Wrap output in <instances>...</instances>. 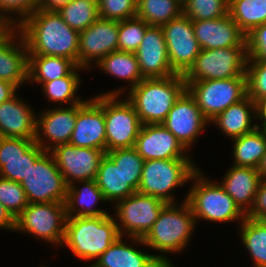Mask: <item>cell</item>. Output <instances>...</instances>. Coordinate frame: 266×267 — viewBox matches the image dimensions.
<instances>
[{
  "instance_id": "1",
  "label": "cell",
  "mask_w": 266,
  "mask_h": 267,
  "mask_svg": "<svg viewBox=\"0 0 266 267\" xmlns=\"http://www.w3.org/2000/svg\"><path fill=\"white\" fill-rule=\"evenodd\" d=\"M17 27L26 41L28 55L68 58L78 66L80 32L69 27L57 11L38 8Z\"/></svg>"
},
{
  "instance_id": "2",
  "label": "cell",
  "mask_w": 266,
  "mask_h": 267,
  "mask_svg": "<svg viewBox=\"0 0 266 267\" xmlns=\"http://www.w3.org/2000/svg\"><path fill=\"white\" fill-rule=\"evenodd\" d=\"M185 91L183 75L175 74L166 78L143 79L129 90L127 98L143 125L162 124Z\"/></svg>"
},
{
  "instance_id": "3",
  "label": "cell",
  "mask_w": 266,
  "mask_h": 267,
  "mask_svg": "<svg viewBox=\"0 0 266 267\" xmlns=\"http://www.w3.org/2000/svg\"><path fill=\"white\" fill-rule=\"evenodd\" d=\"M115 220L110 214L67 218L62 245L65 244L79 259H98L121 237Z\"/></svg>"
},
{
  "instance_id": "4",
  "label": "cell",
  "mask_w": 266,
  "mask_h": 267,
  "mask_svg": "<svg viewBox=\"0 0 266 267\" xmlns=\"http://www.w3.org/2000/svg\"><path fill=\"white\" fill-rule=\"evenodd\" d=\"M184 199L179 207L175 203H166L148 233L143 238L132 237L131 241L162 253L180 252L186 248L196 220L189 203Z\"/></svg>"
},
{
  "instance_id": "5",
  "label": "cell",
  "mask_w": 266,
  "mask_h": 267,
  "mask_svg": "<svg viewBox=\"0 0 266 267\" xmlns=\"http://www.w3.org/2000/svg\"><path fill=\"white\" fill-rule=\"evenodd\" d=\"M198 169L192 176L193 187L189 189L186 200L196 221L203 219L212 222L244 221L246 215L226 193L220 183L211 182L202 176Z\"/></svg>"
},
{
  "instance_id": "6",
  "label": "cell",
  "mask_w": 266,
  "mask_h": 267,
  "mask_svg": "<svg viewBox=\"0 0 266 267\" xmlns=\"http://www.w3.org/2000/svg\"><path fill=\"white\" fill-rule=\"evenodd\" d=\"M192 159L145 160L138 192L150 195L165 203H175L172 190L192 180L198 170Z\"/></svg>"
},
{
  "instance_id": "7",
  "label": "cell",
  "mask_w": 266,
  "mask_h": 267,
  "mask_svg": "<svg viewBox=\"0 0 266 267\" xmlns=\"http://www.w3.org/2000/svg\"><path fill=\"white\" fill-rule=\"evenodd\" d=\"M247 60V47L201 49L183 78L187 85L192 81L247 76Z\"/></svg>"
},
{
  "instance_id": "8",
  "label": "cell",
  "mask_w": 266,
  "mask_h": 267,
  "mask_svg": "<svg viewBox=\"0 0 266 267\" xmlns=\"http://www.w3.org/2000/svg\"><path fill=\"white\" fill-rule=\"evenodd\" d=\"M124 88L104 95L106 152L114 149L133 148L142 127L138 114L128 99H119Z\"/></svg>"
},
{
  "instance_id": "9",
  "label": "cell",
  "mask_w": 266,
  "mask_h": 267,
  "mask_svg": "<svg viewBox=\"0 0 266 267\" xmlns=\"http://www.w3.org/2000/svg\"><path fill=\"white\" fill-rule=\"evenodd\" d=\"M186 90L195 99L200 111L210 122L229 106L248 95L247 76L192 81L186 85Z\"/></svg>"
},
{
  "instance_id": "10",
  "label": "cell",
  "mask_w": 266,
  "mask_h": 267,
  "mask_svg": "<svg viewBox=\"0 0 266 267\" xmlns=\"http://www.w3.org/2000/svg\"><path fill=\"white\" fill-rule=\"evenodd\" d=\"M20 185L25 191L28 203H65L67 184L50 151H45L30 166Z\"/></svg>"
},
{
  "instance_id": "11",
  "label": "cell",
  "mask_w": 266,
  "mask_h": 267,
  "mask_svg": "<svg viewBox=\"0 0 266 267\" xmlns=\"http://www.w3.org/2000/svg\"><path fill=\"white\" fill-rule=\"evenodd\" d=\"M65 203H29L16 218L17 231L33 234L37 238L62 245L66 224Z\"/></svg>"
},
{
  "instance_id": "12",
  "label": "cell",
  "mask_w": 266,
  "mask_h": 267,
  "mask_svg": "<svg viewBox=\"0 0 266 267\" xmlns=\"http://www.w3.org/2000/svg\"><path fill=\"white\" fill-rule=\"evenodd\" d=\"M115 204L120 222V224L116 222L120 236L143 238L157 221L166 203L156 197L136 191Z\"/></svg>"
},
{
  "instance_id": "13",
  "label": "cell",
  "mask_w": 266,
  "mask_h": 267,
  "mask_svg": "<svg viewBox=\"0 0 266 267\" xmlns=\"http://www.w3.org/2000/svg\"><path fill=\"white\" fill-rule=\"evenodd\" d=\"M28 65L27 44L17 25L10 21H0V79L19 88L28 82Z\"/></svg>"
},
{
  "instance_id": "14",
  "label": "cell",
  "mask_w": 266,
  "mask_h": 267,
  "mask_svg": "<svg viewBox=\"0 0 266 267\" xmlns=\"http://www.w3.org/2000/svg\"><path fill=\"white\" fill-rule=\"evenodd\" d=\"M161 28L167 45L171 68L177 74L183 75L201 50L194 35L192 20L182 13Z\"/></svg>"
},
{
  "instance_id": "15",
  "label": "cell",
  "mask_w": 266,
  "mask_h": 267,
  "mask_svg": "<svg viewBox=\"0 0 266 267\" xmlns=\"http://www.w3.org/2000/svg\"><path fill=\"white\" fill-rule=\"evenodd\" d=\"M67 186L74 182L95 180L106 151L76 147L69 143L58 145L50 151Z\"/></svg>"
},
{
  "instance_id": "16",
  "label": "cell",
  "mask_w": 266,
  "mask_h": 267,
  "mask_svg": "<svg viewBox=\"0 0 266 267\" xmlns=\"http://www.w3.org/2000/svg\"><path fill=\"white\" fill-rule=\"evenodd\" d=\"M69 144L106 151L104 95L100 94L79 103L77 120Z\"/></svg>"
},
{
  "instance_id": "17",
  "label": "cell",
  "mask_w": 266,
  "mask_h": 267,
  "mask_svg": "<svg viewBox=\"0 0 266 267\" xmlns=\"http://www.w3.org/2000/svg\"><path fill=\"white\" fill-rule=\"evenodd\" d=\"M119 21L98 18L80 32L78 66L88 69L91 62L97 64L102 58L118 50Z\"/></svg>"
},
{
  "instance_id": "18",
  "label": "cell",
  "mask_w": 266,
  "mask_h": 267,
  "mask_svg": "<svg viewBox=\"0 0 266 267\" xmlns=\"http://www.w3.org/2000/svg\"><path fill=\"white\" fill-rule=\"evenodd\" d=\"M44 152L35 139L0 136V177L21 183Z\"/></svg>"
},
{
  "instance_id": "19",
  "label": "cell",
  "mask_w": 266,
  "mask_h": 267,
  "mask_svg": "<svg viewBox=\"0 0 266 267\" xmlns=\"http://www.w3.org/2000/svg\"><path fill=\"white\" fill-rule=\"evenodd\" d=\"M209 121L186 90L175 102L162 123L188 150Z\"/></svg>"
},
{
  "instance_id": "20",
  "label": "cell",
  "mask_w": 266,
  "mask_h": 267,
  "mask_svg": "<svg viewBox=\"0 0 266 267\" xmlns=\"http://www.w3.org/2000/svg\"><path fill=\"white\" fill-rule=\"evenodd\" d=\"M144 160L190 159L187 149L163 124L142 125L133 147Z\"/></svg>"
},
{
  "instance_id": "21",
  "label": "cell",
  "mask_w": 266,
  "mask_h": 267,
  "mask_svg": "<svg viewBox=\"0 0 266 267\" xmlns=\"http://www.w3.org/2000/svg\"><path fill=\"white\" fill-rule=\"evenodd\" d=\"M78 111L79 104L43 111L36 119L35 143L45 151H51L58 145L69 143L75 128ZM49 141L54 144L46 145Z\"/></svg>"
},
{
  "instance_id": "22",
  "label": "cell",
  "mask_w": 266,
  "mask_h": 267,
  "mask_svg": "<svg viewBox=\"0 0 266 267\" xmlns=\"http://www.w3.org/2000/svg\"><path fill=\"white\" fill-rule=\"evenodd\" d=\"M135 54L144 79L166 78L177 74L171 68L161 26H148Z\"/></svg>"
},
{
  "instance_id": "23",
  "label": "cell",
  "mask_w": 266,
  "mask_h": 267,
  "mask_svg": "<svg viewBox=\"0 0 266 267\" xmlns=\"http://www.w3.org/2000/svg\"><path fill=\"white\" fill-rule=\"evenodd\" d=\"M194 35L201 49L247 47L246 34L229 14L210 20L192 21Z\"/></svg>"
},
{
  "instance_id": "24",
  "label": "cell",
  "mask_w": 266,
  "mask_h": 267,
  "mask_svg": "<svg viewBox=\"0 0 266 267\" xmlns=\"http://www.w3.org/2000/svg\"><path fill=\"white\" fill-rule=\"evenodd\" d=\"M15 95L0 104V136L35 139L36 119L27 102Z\"/></svg>"
},
{
  "instance_id": "25",
  "label": "cell",
  "mask_w": 266,
  "mask_h": 267,
  "mask_svg": "<svg viewBox=\"0 0 266 267\" xmlns=\"http://www.w3.org/2000/svg\"><path fill=\"white\" fill-rule=\"evenodd\" d=\"M121 236L88 267H164L173 264L166 256L152 255L123 242Z\"/></svg>"
},
{
  "instance_id": "26",
  "label": "cell",
  "mask_w": 266,
  "mask_h": 267,
  "mask_svg": "<svg viewBox=\"0 0 266 267\" xmlns=\"http://www.w3.org/2000/svg\"><path fill=\"white\" fill-rule=\"evenodd\" d=\"M260 181L256 168L232 165L220 184L246 215L252 208Z\"/></svg>"
},
{
  "instance_id": "27",
  "label": "cell",
  "mask_w": 266,
  "mask_h": 267,
  "mask_svg": "<svg viewBox=\"0 0 266 267\" xmlns=\"http://www.w3.org/2000/svg\"><path fill=\"white\" fill-rule=\"evenodd\" d=\"M79 183H82L83 187L81 189L74 184L67 186L65 200L67 218L108 215L109 213L105 210L93 209L98 201H106L103 192L97 186L96 180L79 181Z\"/></svg>"
},
{
  "instance_id": "28",
  "label": "cell",
  "mask_w": 266,
  "mask_h": 267,
  "mask_svg": "<svg viewBox=\"0 0 266 267\" xmlns=\"http://www.w3.org/2000/svg\"><path fill=\"white\" fill-rule=\"evenodd\" d=\"M253 118H257L256 103L247 95L217 115L210 123L217 124V127L233 140L257 128V124L252 125Z\"/></svg>"
},
{
  "instance_id": "29",
  "label": "cell",
  "mask_w": 266,
  "mask_h": 267,
  "mask_svg": "<svg viewBox=\"0 0 266 267\" xmlns=\"http://www.w3.org/2000/svg\"><path fill=\"white\" fill-rule=\"evenodd\" d=\"M96 183L106 202H118L134 194L136 190L126 183L119 166L105 154L97 171Z\"/></svg>"
},
{
  "instance_id": "30",
  "label": "cell",
  "mask_w": 266,
  "mask_h": 267,
  "mask_svg": "<svg viewBox=\"0 0 266 267\" xmlns=\"http://www.w3.org/2000/svg\"><path fill=\"white\" fill-rule=\"evenodd\" d=\"M77 65L68 58L44 55H29L28 81L49 82L68 76Z\"/></svg>"
},
{
  "instance_id": "31",
  "label": "cell",
  "mask_w": 266,
  "mask_h": 267,
  "mask_svg": "<svg viewBox=\"0 0 266 267\" xmlns=\"http://www.w3.org/2000/svg\"><path fill=\"white\" fill-rule=\"evenodd\" d=\"M232 141H234L233 165L257 169L266 152V134L264 130L257 127L255 130Z\"/></svg>"
},
{
  "instance_id": "32",
  "label": "cell",
  "mask_w": 266,
  "mask_h": 267,
  "mask_svg": "<svg viewBox=\"0 0 266 267\" xmlns=\"http://www.w3.org/2000/svg\"><path fill=\"white\" fill-rule=\"evenodd\" d=\"M96 66L115 78L130 82V89L144 78L140 72L139 63L135 53L116 50L102 58Z\"/></svg>"
},
{
  "instance_id": "33",
  "label": "cell",
  "mask_w": 266,
  "mask_h": 267,
  "mask_svg": "<svg viewBox=\"0 0 266 267\" xmlns=\"http://www.w3.org/2000/svg\"><path fill=\"white\" fill-rule=\"evenodd\" d=\"M240 238L253 259L255 267H266V220L245 217Z\"/></svg>"
},
{
  "instance_id": "34",
  "label": "cell",
  "mask_w": 266,
  "mask_h": 267,
  "mask_svg": "<svg viewBox=\"0 0 266 267\" xmlns=\"http://www.w3.org/2000/svg\"><path fill=\"white\" fill-rule=\"evenodd\" d=\"M228 14L247 35L255 27L266 23V0H235L228 6Z\"/></svg>"
},
{
  "instance_id": "35",
  "label": "cell",
  "mask_w": 266,
  "mask_h": 267,
  "mask_svg": "<svg viewBox=\"0 0 266 267\" xmlns=\"http://www.w3.org/2000/svg\"><path fill=\"white\" fill-rule=\"evenodd\" d=\"M182 13L177 0H137V17L151 26H163Z\"/></svg>"
},
{
  "instance_id": "36",
  "label": "cell",
  "mask_w": 266,
  "mask_h": 267,
  "mask_svg": "<svg viewBox=\"0 0 266 267\" xmlns=\"http://www.w3.org/2000/svg\"><path fill=\"white\" fill-rule=\"evenodd\" d=\"M57 13L74 30L81 32L99 18L98 3L90 0H72L60 7Z\"/></svg>"
},
{
  "instance_id": "37",
  "label": "cell",
  "mask_w": 266,
  "mask_h": 267,
  "mask_svg": "<svg viewBox=\"0 0 266 267\" xmlns=\"http://www.w3.org/2000/svg\"><path fill=\"white\" fill-rule=\"evenodd\" d=\"M81 69L84 68L77 66L68 76L44 82L41 88L45 97L49 101L59 102L61 105L68 102L72 106L84 102L85 100H82L80 96H75L81 82L78 75V71Z\"/></svg>"
},
{
  "instance_id": "38",
  "label": "cell",
  "mask_w": 266,
  "mask_h": 267,
  "mask_svg": "<svg viewBox=\"0 0 266 267\" xmlns=\"http://www.w3.org/2000/svg\"><path fill=\"white\" fill-rule=\"evenodd\" d=\"M106 155L119 166L126 183L138 191L144 159L134 148L114 149L106 152Z\"/></svg>"
},
{
  "instance_id": "39",
  "label": "cell",
  "mask_w": 266,
  "mask_h": 267,
  "mask_svg": "<svg viewBox=\"0 0 266 267\" xmlns=\"http://www.w3.org/2000/svg\"><path fill=\"white\" fill-rule=\"evenodd\" d=\"M148 24L136 17L119 21L118 50L135 53L141 44Z\"/></svg>"
},
{
  "instance_id": "40",
  "label": "cell",
  "mask_w": 266,
  "mask_h": 267,
  "mask_svg": "<svg viewBox=\"0 0 266 267\" xmlns=\"http://www.w3.org/2000/svg\"><path fill=\"white\" fill-rule=\"evenodd\" d=\"M227 0H187L183 4V14L192 21L210 20L228 14Z\"/></svg>"
},
{
  "instance_id": "41",
  "label": "cell",
  "mask_w": 266,
  "mask_h": 267,
  "mask_svg": "<svg viewBox=\"0 0 266 267\" xmlns=\"http://www.w3.org/2000/svg\"><path fill=\"white\" fill-rule=\"evenodd\" d=\"M0 202L15 219L29 204L20 183L3 177H0Z\"/></svg>"
},
{
  "instance_id": "42",
  "label": "cell",
  "mask_w": 266,
  "mask_h": 267,
  "mask_svg": "<svg viewBox=\"0 0 266 267\" xmlns=\"http://www.w3.org/2000/svg\"><path fill=\"white\" fill-rule=\"evenodd\" d=\"M246 74L248 96L255 103L266 99V62L248 59Z\"/></svg>"
},
{
  "instance_id": "43",
  "label": "cell",
  "mask_w": 266,
  "mask_h": 267,
  "mask_svg": "<svg viewBox=\"0 0 266 267\" xmlns=\"http://www.w3.org/2000/svg\"><path fill=\"white\" fill-rule=\"evenodd\" d=\"M99 18L115 21L137 16V0H100Z\"/></svg>"
},
{
  "instance_id": "44",
  "label": "cell",
  "mask_w": 266,
  "mask_h": 267,
  "mask_svg": "<svg viewBox=\"0 0 266 267\" xmlns=\"http://www.w3.org/2000/svg\"><path fill=\"white\" fill-rule=\"evenodd\" d=\"M39 4L40 0H0V21H10L18 26L27 16L39 8ZM8 12L16 13L20 20L15 21L17 18L13 20Z\"/></svg>"
},
{
  "instance_id": "45",
  "label": "cell",
  "mask_w": 266,
  "mask_h": 267,
  "mask_svg": "<svg viewBox=\"0 0 266 267\" xmlns=\"http://www.w3.org/2000/svg\"><path fill=\"white\" fill-rule=\"evenodd\" d=\"M246 42L248 59L266 62V23L247 34Z\"/></svg>"
},
{
  "instance_id": "46",
  "label": "cell",
  "mask_w": 266,
  "mask_h": 267,
  "mask_svg": "<svg viewBox=\"0 0 266 267\" xmlns=\"http://www.w3.org/2000/svg\"><path fill=\"white\" fill-rule=\"evenodd\" d=\"M246 217L256 220H266V179H261L255 199Z\"/></svg>"
},
{
  "instance_id": "47",
  "label": "cell",
  "mask_w": 266,
  "mask_h": 267,
  "mask_svg": "<svg viewBox=\"0 0 266 267\" xmlns=\"http://www.w3.org/2000/svg\"><path fill=\"white\" fill-rule=\"evenodd\" d=\"M17 89L18 87L15 84L0 79V104L14 97L17 94Z\"/></svg>"
},
{
  "instance_id": "48",
  "label": "cell",
  "mask_w": 266,
  "mask_h": 267,
  "mask_svg": "<svg viewBox=\"0 0 266 267\" xmlns=\"http://www.w3.org/2000/svg\"><path fill=\"white\" fill-rule=\"evenodd\" d=\"M16 229V219L8 212V210L0 202V229Z\"/></svg>"
},
{
  "instance_id": "49",
  "label": "cell",
  "mask_w": 266,
  "mask_h": 267,
  "mask_svg": "<svg viewBox=\"0 0 266 267\" xmlns=\"http://www.w3.org/2000/svg\"><path fill=\"white\" fill-rule=\"evenodd\" d=\"M72 0H40L39 8L45 11H57Z\"/></svg>"
},
{
  "instance_id": "50",
  "label": "cell",
  "mask_w": 266,
  "mask_h": 267,
  "mask_svg": "<svg viewBox=\"0 0 266 267\" xmlns=\"http://www.w3.org/2000/svg\"><path fill=\"white\" fill-rule=\"evenodd\" d=\"M256 117L263 121L260 125L257 124V127L260 129H264L266 127V99L259 100L256 103Z\"/></svg>"
},
{
  "instance_id": "51",
  "label": "cell",
  "mask_w": 266,
  "mask_h": 267,
  "mask_svg": "<svg viewBox=\"0 0 266 267\" xmlns=\"http://www.w3.org/2000/svg\"><path fill=\"white\" fill-rule=\"evenodd\" d=\"M258 173L260 174L261 179H266V152L262 157V160L257 168Z\"/></svg>"
},
{
  "instance_id": "52",
  "label": "cell",
  "mask_w": 266,
  "mask_h": 267,
  "mask_svg": "<svg viewBox=\"0 0 266 267\" xmlns=\"http://www.w3.org/2000/svg\"><path fill=\"white\" fill-rule=\"evenodd\" d=\"M181 5H183L187 0H177Z\"/></svg>"
},
{
  "instance_id": "53",
  "label": "cell",
  "mask_w": 266,
  "mask_h": 267,
  "mask_svg": "<svg viewBox=\"0 0 266 267\" xmlns=\"http://www.w3.org/2000/svg\"><path fill=\"white\" fill-rule=\"evenodd\" d=\"M232 1H235V0H227L228 5H229Z\"/></svg>"
},
{
  "instance_id": "54",
  "label": "cell",
  "mask_w": 266,
  "mask_h": 267,
  "mask_svg": "<svg viewBox=\"0 0 266 267\" xmlns=\"http://www.w3.org/2000/svg\"><path fill=\"white\" fill-rule=\"evenodd\" d=\"M90 1H93L95 3H98L100 0H90Z\"/></svg>"
}]
</instances>
